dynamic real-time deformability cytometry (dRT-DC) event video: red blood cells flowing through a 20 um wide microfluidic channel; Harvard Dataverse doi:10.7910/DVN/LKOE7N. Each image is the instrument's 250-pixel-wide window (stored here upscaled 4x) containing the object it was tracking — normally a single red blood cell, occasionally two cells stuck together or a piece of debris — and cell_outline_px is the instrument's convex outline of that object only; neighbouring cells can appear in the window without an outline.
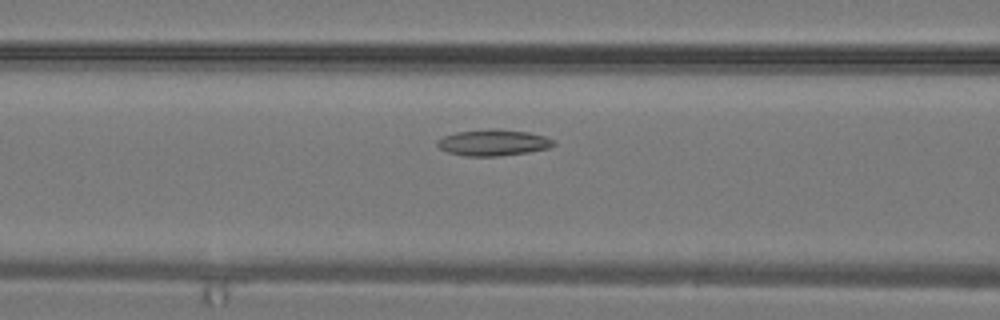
{"species": "common noctule bat (a hibernating species)", "species_latin": "Nyctalus noctula", "temperature_condition": "warm", "stored_images_in_passage": 32, "camera_frame_rate_fps": 3000, "um_per_image_px": 0.085, "animal": {"sex": "male", "body_mass_g": 19.2, "forearm_length_mm": 51.8}, "frame": {"image": 1, "passage_image": 15, "time_ms": 4.667, "image_size_px": [1000, 320], "cell_outline_px": [[556, 144], [548, 148], [528, 152], [500, 156], [464, 156], [448, 152], [440, 148], [436, 144], [436, 140], [444, 136], [456, 132], [488, 128], [492, 128], [528, 132], [544, 136], [552, 140]], "centroid_in_image_um": [41.89, 12.12], "position_along_channel_um": 124.7, "area_um2": 17.8}}
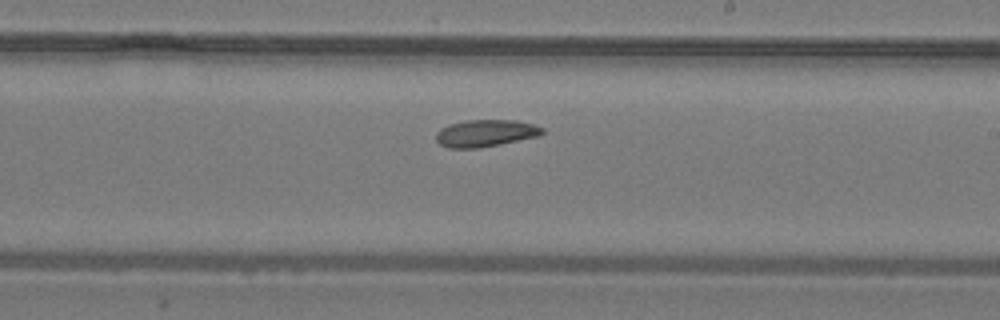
{"frame": {"image": 2, "passage_image": 21, "time_ms": 6.667, "image_size_px": [1000, 320], "cell_outline_px": [[544, 132], [540, 136], [476, 148], [448, 148], [440, 144], [436, 140], [436, 132], [440, 128], [448, 124], [464, 120], [516, 120], [532, 124], [544, 128]], "centroid_in_image_um": [41.24, 11.31], "position_along_channel_um": 247.8, "area_um2": 16.76}}
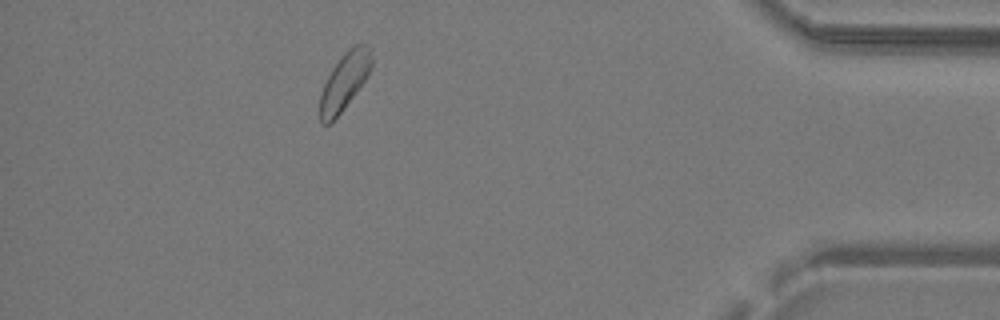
{"frame": {"image": 3, "passage_image": 31, "time_ms": 10.0, "image_size_px": [1000, 320], "cell_outline_px": [[372, 64], [368, 76], [344, 108], [328, 124], [320, 124], [320, 96], [324, 84], [332, 68], [340, 56], [352, 44], [364, 44], [372, 48]], "centroid_in_image_um": [29.3, 6.86], "position_along_channel_um": 405.9, "area_um2": 17.17}}